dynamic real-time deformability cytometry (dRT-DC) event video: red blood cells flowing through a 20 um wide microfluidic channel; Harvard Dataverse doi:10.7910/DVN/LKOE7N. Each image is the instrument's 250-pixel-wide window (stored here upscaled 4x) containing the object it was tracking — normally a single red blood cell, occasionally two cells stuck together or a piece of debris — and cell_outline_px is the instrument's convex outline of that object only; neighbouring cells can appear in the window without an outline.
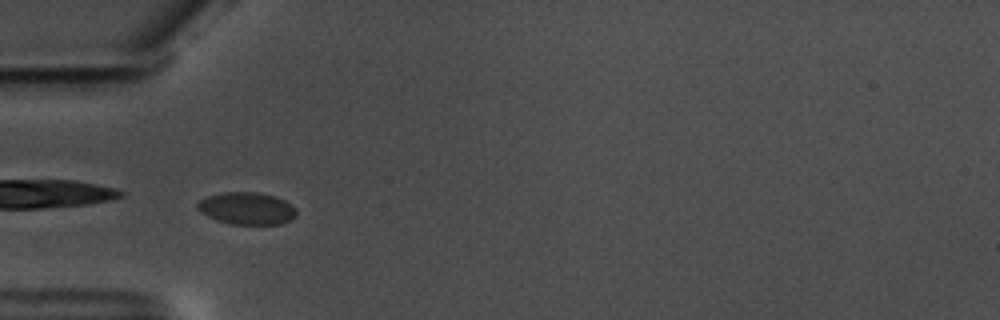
{"species": "common noctule bat (a hibernating species)", "species_latin": "Nyctalus noctula", "temperature_condition": "warm", "stored_images_in_passage": 40, "camera_frame_rate_fps": 3000, "um_per_image_px": 0.085, "animal": {"sex": "male", "body_mass_g": 17.5, "forearm_length_mm": 52.3}, "frame": {"image": 1, "passage_image": 1, "time_ms": 0.0, "image_size_px": [1000, 320], "cell_outline_px": [[296, 216], [280, 224], [232, 224], [216, 220], [200, 212], [196, 208], [196, 204], [200, 200], [208, 196], [224, 192], [260, 192], [276, 196], [292, 204], [296, 208]], "centroid_in_image_um": [20.98, 17.7], "position_along_channel_um": 64.0, "area_um2": 18.67}}
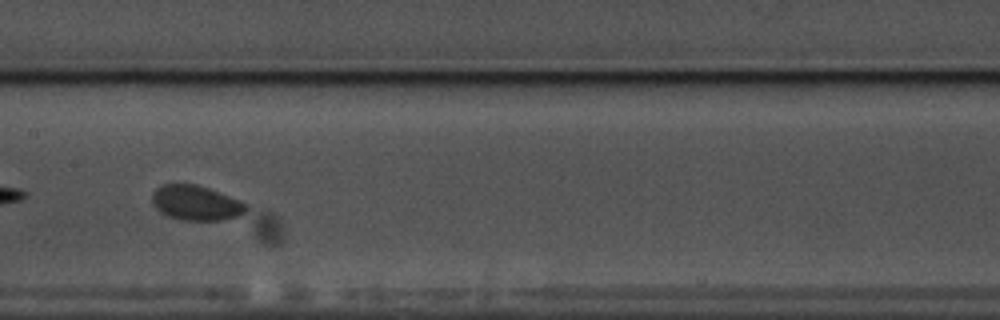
{"frame": {"image": 2, "passage_image": 12, "time_ms": 3.667, "image_size_px": [1000, 320], "cell_outline_px": [[248, 208], [244, 212], [236, 216], [220, 220], [180, 220], [168, 216], [160, 212], [152, 204], [152, 192], [160, 184], [196, 184], [208, 188], [240, 200]], "centroid_in_image_um": [16.6, 17.24], "position_along_channel_um": 190.8, "area_um2": 19.02}}
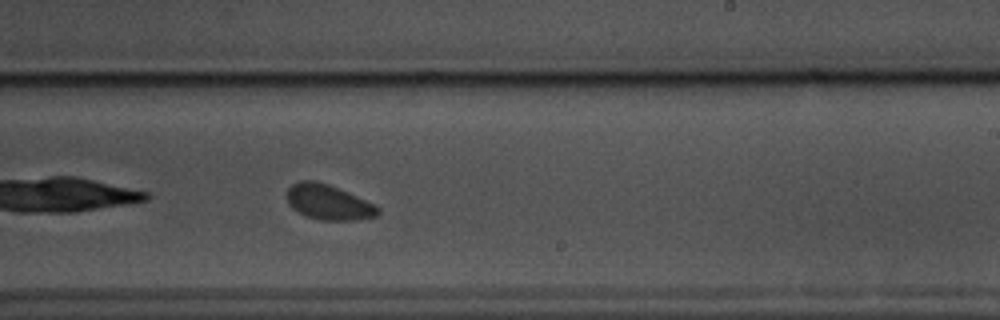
{"frame": {"image": 3, "passage_image": 18, "time_ms": 5.667, "image_size_px": [1000, 320], "cell_outline_px": [[380, 212], [376, 216], [356, 220], [320, 220], [304, 216], [292, 208], [288, 204], [284, 196], [288, 188], [292, 184], [300, 180], [316, 180], [328, 184], [356, 196], [380, 208]], "centroid_in_image_um": [27.84, 17.19], "position_along_channel_um": 261.2, "area_um2": 18.73}, "authors_computed_cell_mechanics": {"area_um2": 18.8717, "velocity_mm_per_s": 3.5163, "shape_relaxation_time_tau1_ms": null, "shape_relaxation_time_tau2_ms": 11.1752, "deformation_change_tau1": null, "deformation_change_tau2": 0.0932}}